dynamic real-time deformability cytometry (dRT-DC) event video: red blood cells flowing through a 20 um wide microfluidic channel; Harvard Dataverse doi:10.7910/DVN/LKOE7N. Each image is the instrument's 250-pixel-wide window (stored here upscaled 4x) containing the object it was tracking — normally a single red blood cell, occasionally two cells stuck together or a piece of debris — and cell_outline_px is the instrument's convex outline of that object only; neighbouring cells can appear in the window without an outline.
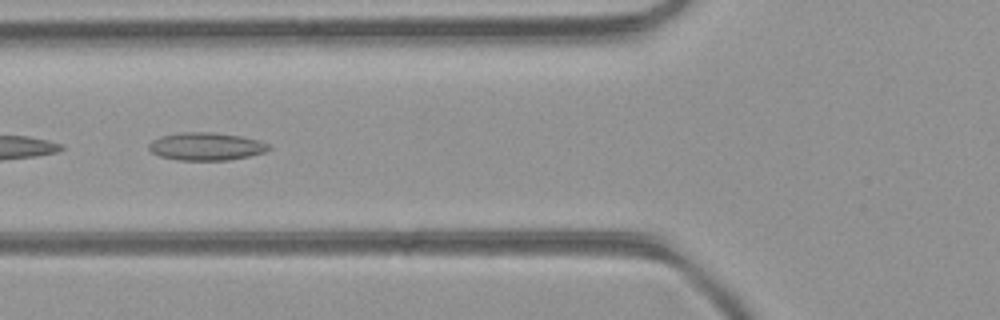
{"species": "common noctule bat (a hibernating species)", "species_latin": "Nyctalus noctula", "temperature_condition": "room temperature", "stored_images_in_passage": 3, "camera_frame_rate_fps": 3000, "um_per_image_px": 0.085, "animal": {"sex": "female", "body_mass_g": 21.9}, "frame": {"image": 1, "passage_image": 3, "time_ms": 0.667, "image_size_px": [1000, 320], "cell_outline_px": [[272, 148], [264, 152], [248, 156], [228, 160], [180, 160], [160, 156], [152, 152], [148, 148], [148, 144], [152, 140], [160, 136], [180, 132], [212, 132], [240, 136], [260, 140], [268, 144]], "centroid_in_image_um": [17.51, 12.44], "position_along_channel_um": 108.3, "area_um2": 19.42}}